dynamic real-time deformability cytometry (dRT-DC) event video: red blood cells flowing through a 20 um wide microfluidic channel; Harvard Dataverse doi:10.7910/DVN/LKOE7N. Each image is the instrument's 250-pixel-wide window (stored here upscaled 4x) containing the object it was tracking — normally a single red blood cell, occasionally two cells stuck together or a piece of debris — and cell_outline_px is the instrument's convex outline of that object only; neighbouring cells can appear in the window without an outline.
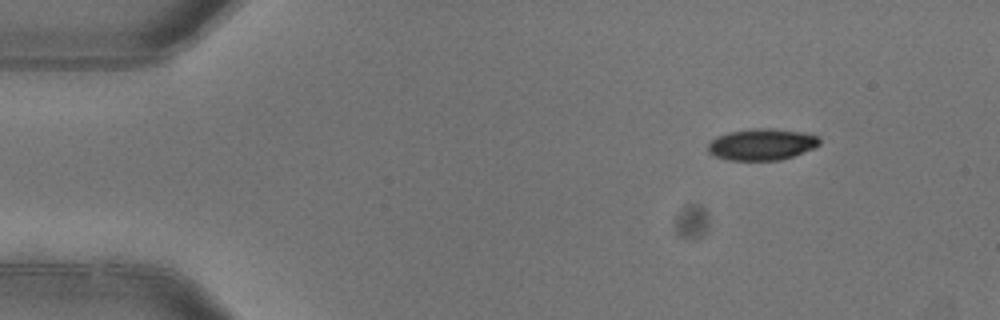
{"species": "common noctule bat (a hibernating species)", "species_latin": "Nyctalus noctula", "temperature_condition": "warm", "stored_images_in_passage": 5, "segment_of_instrument_passage": [2, 2], "camera_frame_rate_fps": 3000, "um_per_image_px": 0.085, "animal": {"sex": "female"}, "frame": {"image": 1, "passage_image": 5, "time_ms": 1.333, "image_size_px": [1000, 320], "cell_outline_px": [[820, 144], [812, 148], [792, 156], [780, 160], [728, 160], [716, 156], [708, 152], [708, 144], [716, 136], [728, 132], [752, 128], [772, 128], [800, 132], [820, 136]], "centroid_in_image_um": [64.73, 12.26], "position_along_channel_um": 20.3, "area_um2": 20.4}}